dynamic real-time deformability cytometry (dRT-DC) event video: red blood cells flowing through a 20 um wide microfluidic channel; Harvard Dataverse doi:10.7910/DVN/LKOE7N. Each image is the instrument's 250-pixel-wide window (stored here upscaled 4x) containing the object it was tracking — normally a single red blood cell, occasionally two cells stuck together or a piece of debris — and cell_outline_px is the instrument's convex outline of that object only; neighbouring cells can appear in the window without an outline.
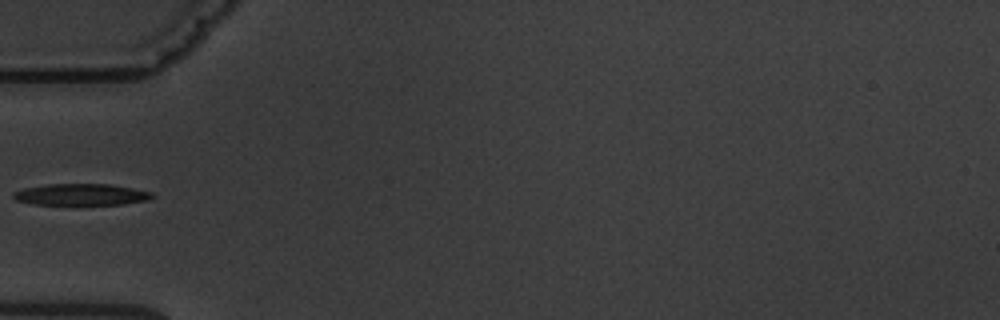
{"species": "common noctule bat (a hibernating species)", "species_latin": "Nyctalus noctula", "temperature_condition": "warm", "stored_images_in_passage": 2, "camera_frame_rate_fps": 3000, "um_per_image_px": 0.085, "animal": {"sex": "male", "body_mass_g": 19.5, "forearm_length_mm": 54.6}, "frame": {"image": 1, "passage_image": 1, "time_ms": 0.0, "image_size_px": [1000, 320], "cell_outline_px": [[152, 196], [148, 200], [124, 204], [32, 204], [16, 200], [12, 196], [12, 192], [24, 188], [48, 184], [112, 184], [152, 192]], "centroid_in_image_um": [6.87, 16.53], "position_along_channel_um": 78.1, "area_um2": 17.28}}
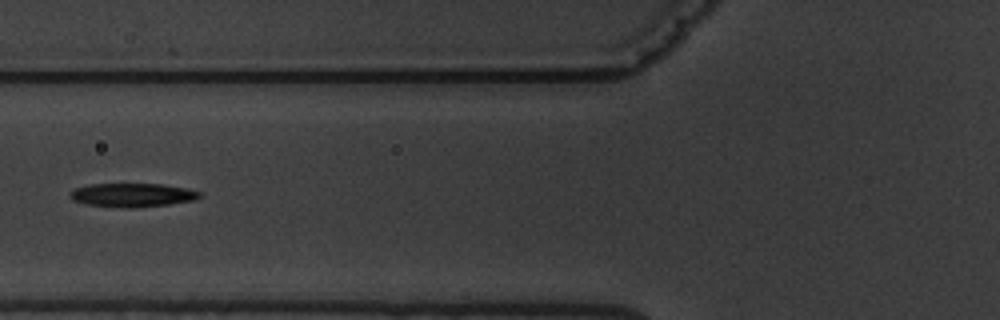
{"frame": {"image": 2, "passage_image": 2, "time_ms": 1.0, "image_size_px": [1000, 320], "cell_outline_px": [[200, 196], [192, 200], [168, 204], [136, 208], [120, 208], [84, 204], [72, 200], [68, 196], [68, 192], [76, 188], [92, 184], [164, 184], [188, 188], [200, 192]], "centroid_in_image_um": [11.19, 16.58], "position_along_channel_um": 114.6, "area_um2": 18.03}}